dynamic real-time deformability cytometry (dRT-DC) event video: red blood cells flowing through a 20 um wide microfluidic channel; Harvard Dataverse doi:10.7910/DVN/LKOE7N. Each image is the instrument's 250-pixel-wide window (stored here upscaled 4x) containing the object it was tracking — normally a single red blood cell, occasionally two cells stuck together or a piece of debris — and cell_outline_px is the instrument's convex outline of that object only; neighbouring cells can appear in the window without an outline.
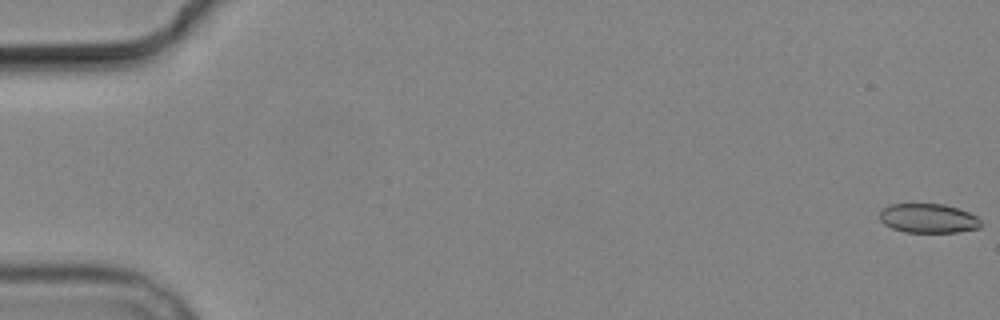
{"species": "common noctule bat (a hibernating species)", "species_latin": "Nyctalus noctula", "temperature_condition": "cold", "stored_images_in_passage": 14, "camera_frame_rate_fps": 3000, "um_per_image_px": 0.085, "animal": {"sex": "male", "body_mass_g": 19.2, "forearm_length_mm": 51.8}, "frame": {"image": 1, "passage_image": 1, "time_ms": 0.0, "image_size_px": [1000, 320], "cell_outline_px": [[980, 228], [960, 232], [904, 232], [892, 228], [884, 224], [880, 220], [880, 212], [888, 204], [944, 204], [968, 212], [976, 216], [980, 220]], "centroid_in_image_um": [78.89, 18.56], "position_along_channel_um": 6.1, "area_um2": 17.22}}
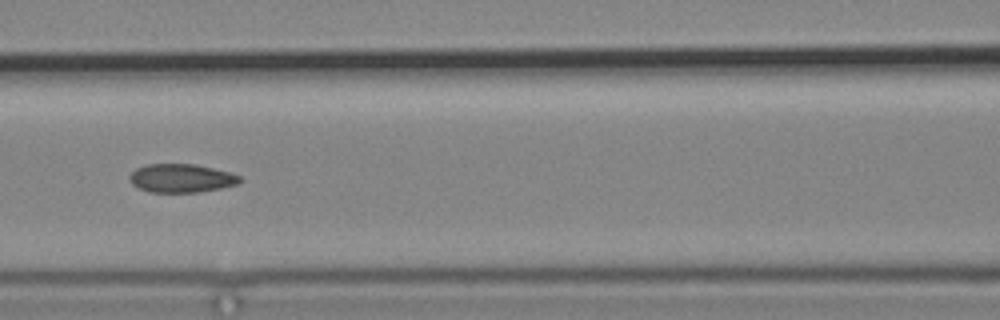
{"frame": {"image": 2, "passage_image": 7, "time_ms": 8.333, "image_size_px": [1000, 320], "cell_outline_px": [[240, 180], [236, 184], [220, 188], [196, 192], [148, 192], [132, 184], [128, 176], [136, 168], [148, 164], [196, 164], [228, 172], [240, 176]], "centroid_in_image_um": [15.36, 15.14], "position_along_channel_um": 151.2, "area_um2": 18.09}}
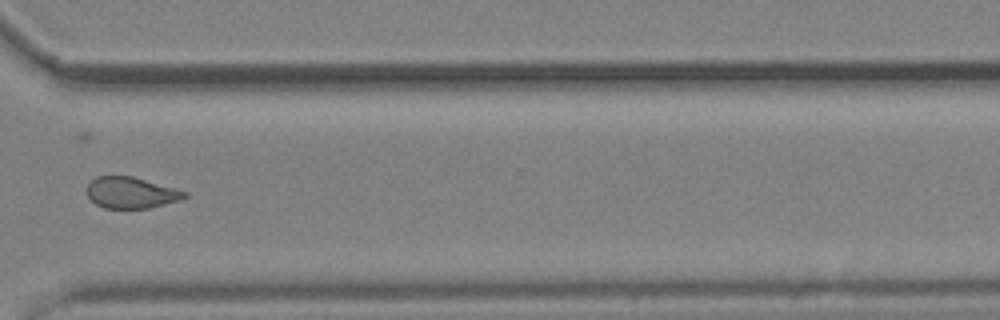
{"frame": {"image": 3, "passage_image": 12, "time_ms": 14.0, "image_size_px": [1000, 320], "cell_outline_px": [[188, 196], [180, 200], [148, 208], [104, 208], [96, 204], [88, 196], [88, 184], [96, 176], [132, 176], [176, 188], [188, 192]], "centroid_in_image_um": [11.17, 16.37], "position_along_channel_um": 359.4, "area_um2": 17.69}}